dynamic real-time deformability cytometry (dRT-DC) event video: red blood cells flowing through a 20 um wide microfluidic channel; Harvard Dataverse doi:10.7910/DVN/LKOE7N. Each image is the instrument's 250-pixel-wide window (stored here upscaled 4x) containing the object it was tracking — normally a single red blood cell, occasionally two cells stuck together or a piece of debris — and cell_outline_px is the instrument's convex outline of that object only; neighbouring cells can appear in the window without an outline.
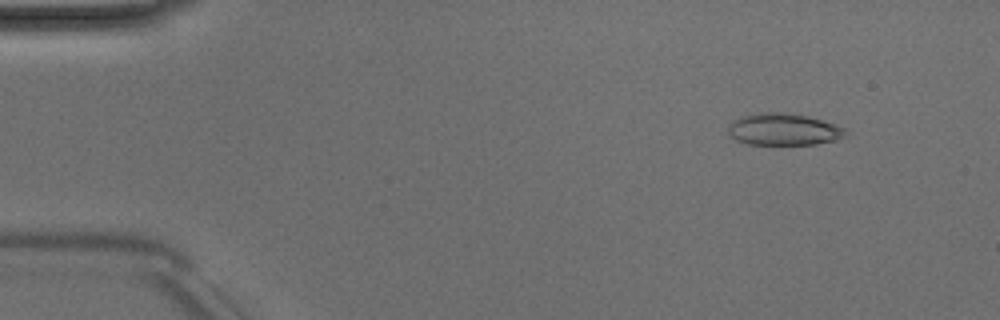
{"species": "Egyptian fruit bat (a non-hibernating species)", "species_latin": "Rousettus aegyptiacus", "temperature_condition": "room temperature", "stored_images_in_passage": 5, "camera_frame_rate_fps": 3000, "um_per_image_px": 0.085, "animal": {"sex": "male"}, "frame": {"image": 1, "passage_image": 1, "time_ms": 0.0, "image_size_px": [1000, 320], "cell_outline_px": [[848, 132], [844, 136], [836, 140], [816, 144], [748, 144], [736, 140], [728, 132], [728, 128], [732, 120], [740, 116], [760, 112], [788, 112], [808, 116], [824, 120], [848, 128]], "centroid_in_image_um": [66.64, 10.98], "position_along_channel_um": 18.4, "area_um2": 22.14}}